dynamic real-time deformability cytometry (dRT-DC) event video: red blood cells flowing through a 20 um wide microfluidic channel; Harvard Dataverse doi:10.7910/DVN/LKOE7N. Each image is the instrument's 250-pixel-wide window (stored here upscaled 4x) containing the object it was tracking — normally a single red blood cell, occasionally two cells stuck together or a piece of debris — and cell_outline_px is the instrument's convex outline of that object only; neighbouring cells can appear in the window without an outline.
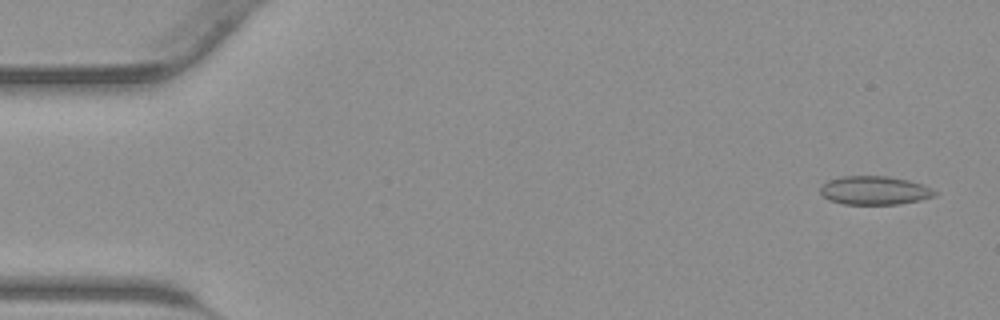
{"species": "common noctule bat (a hibernating species)", "species_latin": "Nyctalus noctula", "temperature_condition": "warm", "stored_images_in_passage": 24, "camera_frame_rate_fps": 3000, "um_per_image_px": 0.085, "animal": {"sex": "male", "body_mass_g": 23.1, "forearm_length_mm": 52.7}, "frame": {"image": 1, "passage_image": 2, "time_ms": 0.333, "image_size_px": [1000, 320], "cell_outline_px": [[936, 196], [920, 200], [900, 204], [844, 204], [828, 200], [820, 192], [820, 188], [828, 180], [840, 176], [888, 176], [908, 180], [924, 184], [932, 188], [936, 192]], "centroid_in_image_um": [74.35, 16.18], "position_along_channel_um": 10.6, "area_um2": 19.19}}
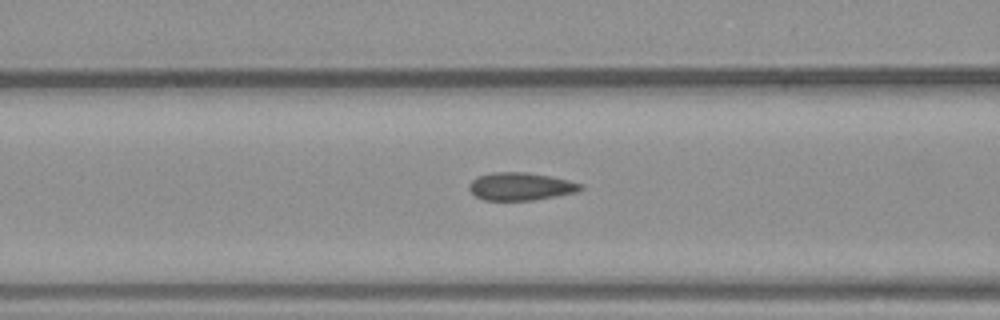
{"frame": {"image": 2, "passage_image": 17, "time_ms": 5.333, "image_size_px": [1000, 320], "cell_outline_px": [[584, 188], [576, 192], [536, 200], [484, 200], [476, 196], [468, 188], [468, 184], [476, 176], [492, 172], [528, 172], [552, 176], [584, 184]], "centroid_in_image_um": [44.26, 15.84], "position_along_channel_um": 122.3, "area_um2": 18.26}}
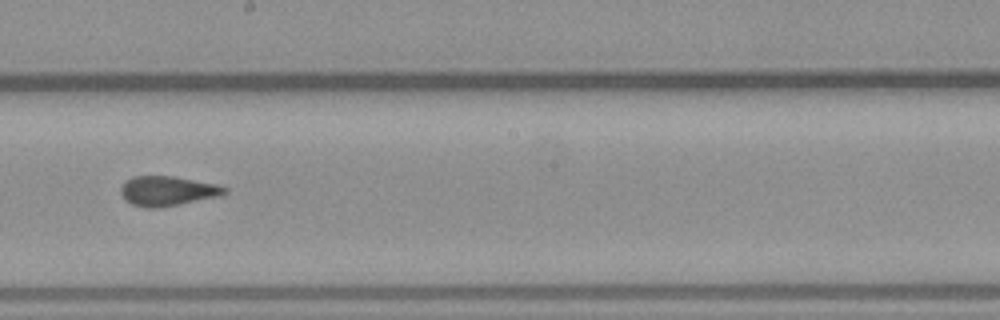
{"frame": {"image": 3, "passage_image": 24, "time_ms": 7.667, "image_size_px": [1000, 320], "cell_outline_px": [[228, 192], [220, 196], [156, 208], [148, 208], [132, 204], [124, 200], [120, 192], [120, 188], [132, 176], [172, 176], [216, 184], [228, 188]], "centroid_in_image_um": [14.23, 16.23], "position_along_channel_um": 234.0, "area_um2": 17.8}}